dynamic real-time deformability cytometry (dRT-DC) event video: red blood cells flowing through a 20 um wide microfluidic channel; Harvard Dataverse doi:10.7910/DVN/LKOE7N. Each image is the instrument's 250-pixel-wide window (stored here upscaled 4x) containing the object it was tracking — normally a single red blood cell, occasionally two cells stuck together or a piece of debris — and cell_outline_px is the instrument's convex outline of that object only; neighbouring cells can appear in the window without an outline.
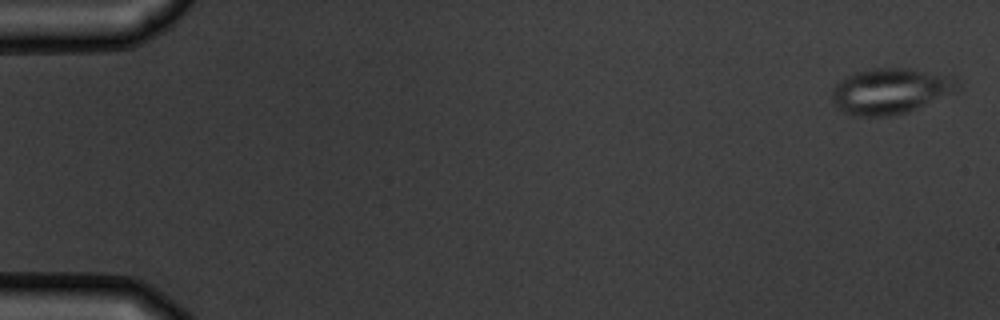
{"species": "common noctule bat (a hibernating species)", "species_latin": "Nyctalus noctula", "temperature_condition": "warm", "stored_images_in_passage": 5, "camera_frame_rate_fps": 3000, "um_per_image_px": 0.085, "animal": {"sex": "male", "body_mass_g": 19.5, "forearm_length_mm": 54.6}, "frame": {"image": 1, "passage_image": 1, "time_ms": 0.0, "image_size_px": [1000, 320], "cell_outline_px": [[960, 88], [956, 92], [904, 112], [892, 116], [852, 116], [844, 112], [832, 100], [832, 88], [840, 80], [856, 72], [872, 68], [908, 68], [952, 76], [960, 84]], "centroid_in_image_um": [75.68, 7.73], "position_along_channel_um": 9.3, "area_um2": 33.18}}